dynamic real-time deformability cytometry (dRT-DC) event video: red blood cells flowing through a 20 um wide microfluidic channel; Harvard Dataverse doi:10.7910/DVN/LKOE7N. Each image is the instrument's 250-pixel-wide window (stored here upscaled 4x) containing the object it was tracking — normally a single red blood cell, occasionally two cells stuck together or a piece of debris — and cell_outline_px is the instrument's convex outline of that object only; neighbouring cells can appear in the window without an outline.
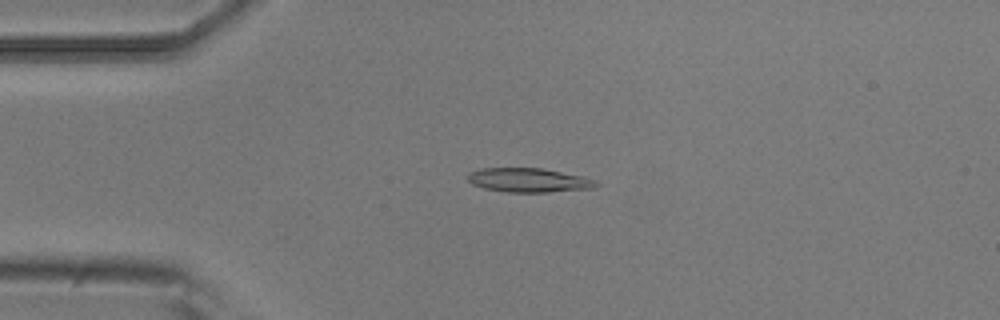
{"species": "common noctule bat (a hibernating species)", "species_latin": "Nyctalus noctula", "temperature_condition": "room temperature", "stored_images_in_passage": 5, "camera_frame_rate_fps": 3000, "um_per_image_px": 0.085, "animal": {"sex": "male", "body_mass_g": 20.5, "forearm_length_mm": 52.5}, "frame": {"image": 1, "passage_image": 4, "time_ms": 1.0, "image_size_px": [1000, 320], "cell_outline_px": [[600, 184], [592, 188], [548, 192], [504, 192], [484, 188], [472, 184], [468, 180], [468, 172], [484, 168], [540, 168], [584, 176], [596, 180]], "centroid_in_image_um": [44.95, 15.31], "position_along_channel_um": 40.1, "area_um2": 18.03}}